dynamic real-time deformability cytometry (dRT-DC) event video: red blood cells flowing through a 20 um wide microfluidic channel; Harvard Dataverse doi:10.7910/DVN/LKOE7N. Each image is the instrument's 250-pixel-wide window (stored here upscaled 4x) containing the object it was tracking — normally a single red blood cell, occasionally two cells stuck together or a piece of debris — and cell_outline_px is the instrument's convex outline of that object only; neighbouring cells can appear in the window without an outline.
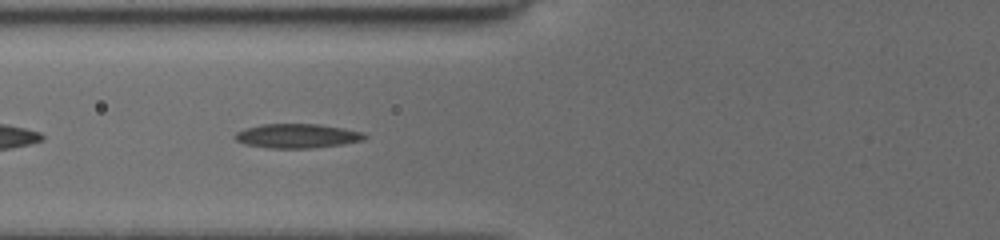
{"species": "common noctule bat (a hibernating species)", "species_latin": "Nyctalus noctula", "temperature_condition": "cold", "stored_images_in_passage": 10, "camera_frame_rate_fps": 3000, "um_per_image_px": 0.085, "animal": {"sex": "female", "body_mass_g": 19.5, "forearm_length_mm": 54.1}, "frame": {"image": 1, "passage_image": 9, "time_ms": 6.667, "image_size_px": [1000, 240], "cell_outline_px": [[368, 136], [364, 140], [344, 144], [312, 148], [268, 148], [244, 144], [236, 140], [232, 136], [236, 132], [244, 128], [260, 124], [320, 124], [344, 128], [364, 132]], "centroid_in_image_um": [25.26, 11.55], "position_along_channel_um": 100.5, "area_um2": 18.61}}
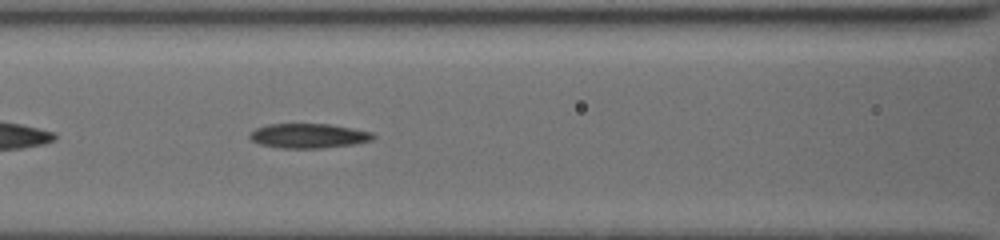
{"frame": {"image": 2, "passage_image": 10, "time_ms": 7.667, "image_size_px": [1000, 240], "cell_outline_px": [[376, 136], [372, 140], [356, 144], [324, 148], [280, 148], [260, 144], [252, 140], [248, 136], [256, 128], [268, 124], [328, 124], [352, 128], [372, 132]], "centroid_in_image_um": [26.25, 11.55], "position_along_channel_um": 140.3, "area_um2": 17.69}}